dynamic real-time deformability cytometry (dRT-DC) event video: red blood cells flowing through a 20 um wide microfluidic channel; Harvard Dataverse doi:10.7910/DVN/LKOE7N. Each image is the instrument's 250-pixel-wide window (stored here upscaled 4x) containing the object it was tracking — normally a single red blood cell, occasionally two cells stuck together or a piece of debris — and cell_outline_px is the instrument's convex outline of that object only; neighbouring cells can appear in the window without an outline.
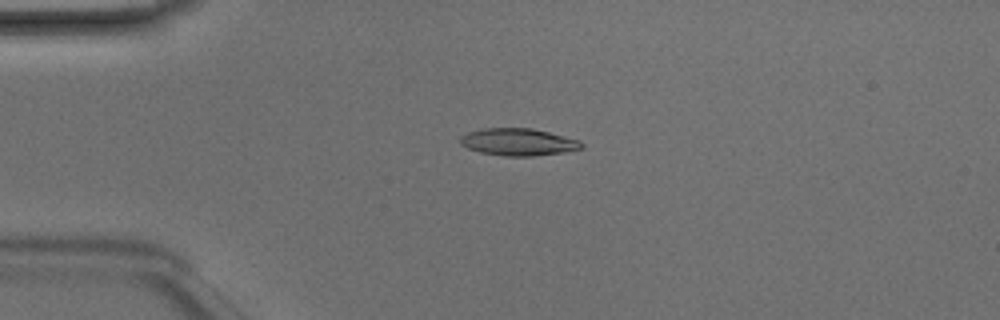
{"species": "Egyptian fruit bat (a non-hibernating species)", "species_latin": "Rousettus aegyptiacus", "temperature_condition": "room temperature", "stored_images_in_passage": 34, "camera_frame_rate_fps": 3000, "um_per_image_px": 0.085, "animal": {"sex": "male"}, "frame": {"image": 1, "passage_image": 4, "time_ms": 1.0, "image_size_px": [1000, 320], "cell_outline_px": [[584, 148], [564, 152], [532, 156], [504, 156], [480, 152], [468, 148], [460, 144], [460, 136], [468, 132], [484, 128], [532, 128], [580, 140], [584, 144]], "centroid_in_image_um": [44.06, 12.07], "position_along_channel_um": 40.9, "area_um2": 19.25}}
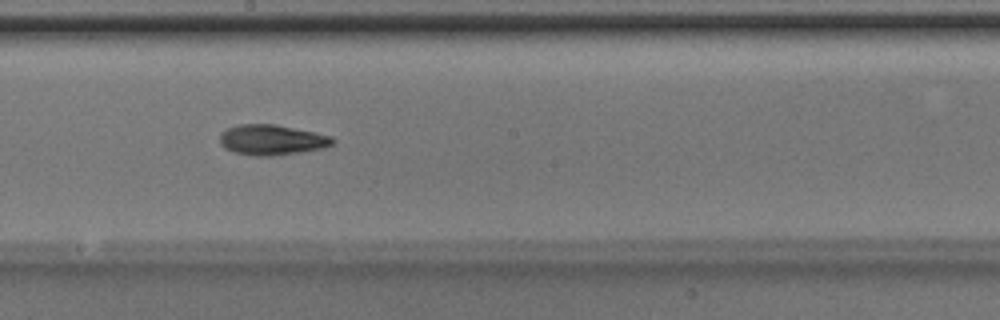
{"frame": {"image": 2, "passage_image": 19, "time_ms": 6.0, "image_size_px": [1000, 320], "cell_outline_px": [[332, 144], [324, 148], [300, 152], [272, 156], [252, 156], [236, 152], [224, 148], [220, 144], [220, 132], [228, 128], [240, 124], [276, 124], [332, 136]], "centroid_in_image_um": [23.07, 11.89], "position_along_channel_um": 225.1, "area_um2": 19.88}}
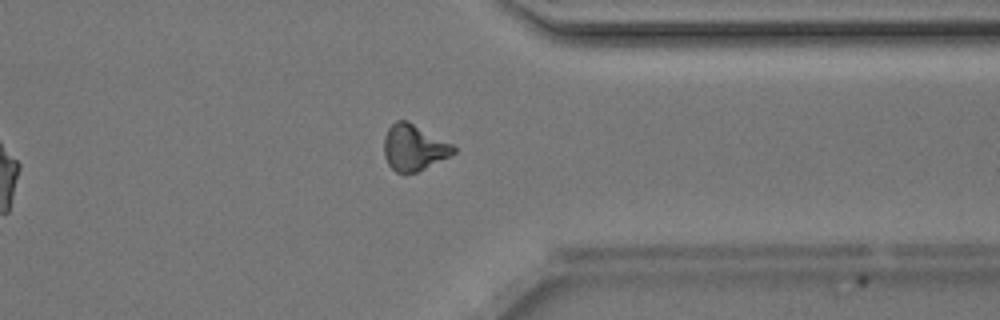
{"frame": {"image": 3, "passage_image": 30, "time_ms": 9.667, "image_size_px": [1000, 320], "cell_outline_px": [[456, 152], [416, 172], [396, 172], [388, 164], [384, 156], [384, 136], [388, 128], [396, 120], [408, 120], [452, 144], [456, 148]], "centroid_in_image_um": [35.15, 12.51], "position_along_channel_um": 376.3, "area_um2": 18.44}, "authors_computed_cell_mechanics": {"area_um2": 18.9006, "velocity_mm_per_s": 4.2291, "shape_relaxation_time_tau1_ms": 3.1382, "shape_relaxation_time_tau2_ms": 8.6285, "deformation_change_tau1": 0.134, "deformation_change_tau2": 0.1563}}